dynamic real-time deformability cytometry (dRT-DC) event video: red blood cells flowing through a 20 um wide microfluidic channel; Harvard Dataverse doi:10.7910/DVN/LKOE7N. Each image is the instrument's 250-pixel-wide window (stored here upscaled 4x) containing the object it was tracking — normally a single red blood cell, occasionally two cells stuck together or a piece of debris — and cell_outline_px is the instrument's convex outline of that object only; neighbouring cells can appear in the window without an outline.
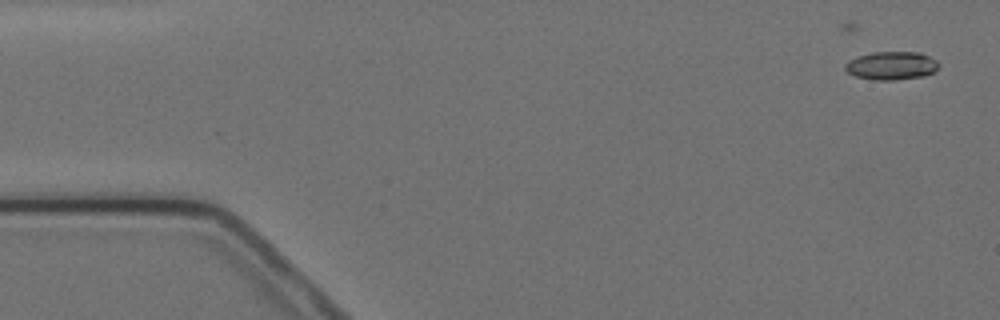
{"species": "Egyptian fruit bat (a non-hibernating species)", "species_latin": "Rousettus aegyptiacus", "temperature_condition": "cold", "stored_images_in_passage": 6, "camera_frame_rate_fps": 3000, "um_per_image_px": 0.085, "animal": {"sex": "female"}, "frame": {"image": 1, "passage_image": 2, "time_ms": 1.0, "image_size_px": [1000, 320], "cell_outline_px": [[940, 64], [932, 72], [924, 76], [896, 80], [872, 80], [856, 76], [848, 72], [844, 68], [844, 64], [848, 60], [872, 52], [920, 52], [936, 60]], "centroid_in_image_um": [75.76, 5.58], "position_along_channel_um": 9.2, "area_um2": 15.37}}